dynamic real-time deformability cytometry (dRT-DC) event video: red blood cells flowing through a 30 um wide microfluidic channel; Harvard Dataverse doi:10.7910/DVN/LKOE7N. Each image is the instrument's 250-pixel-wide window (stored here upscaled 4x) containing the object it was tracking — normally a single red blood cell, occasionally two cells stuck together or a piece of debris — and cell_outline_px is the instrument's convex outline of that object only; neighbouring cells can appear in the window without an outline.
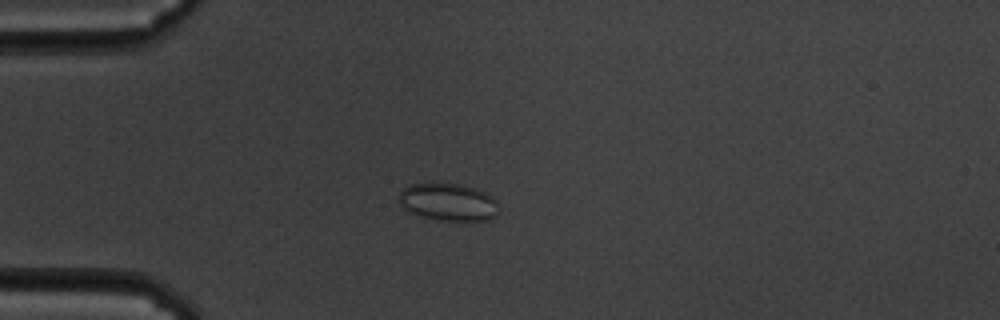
{"species": "common noctule bat (a hibernating species)", "species_latin": "Nyctalus noctula", "temperature_condition": "cold", "stored_images_in_passage": 54, "camera_frame_rate_fps": 3000, "um_per_image_px": 0.085, "animal": {"sex": "male", "body_mass_g": 19.5, "forearm_length_mm": 54.6}, "frame": {"image": 1, "passage_image": 10, "time_ms": 3.0, "image_size_px": [1000, 320], "cell_outline_px": [[496, 216], [488, 220], [440, 220], [408, 212], [400, 204], [400, 192], [408, 184], [460, 184], [476, 188], [492, 196], [496, 200]], "centroid_in_image_um": [38.1, 17.17], "position_along_channel_um": 46.9, "area_um2": 21.44}}
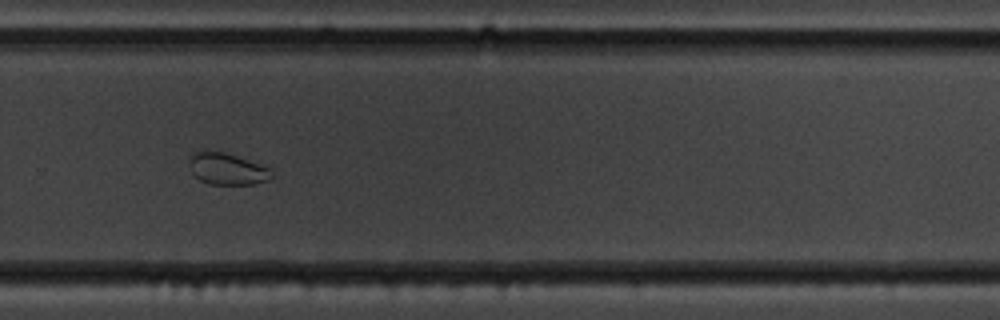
{"frame": {"image": 2, "passage_image": 35, "time_ms": 11.333, "image_size_px": [1000, 320], "cell_outline_px": [[272, 176], [268, 180], [256, 184], [208, 184], [200, 180], [192, 172], [188, 164], [188, 160], [192, 152], [204, 148], [208, 148], [224, 152], [260, 164], [268, 168], [272, 172]], "centroid_in_image_um": [19.23, 14.32], "position_along_channel_um": 310.6, "area_um2": 15.55}}
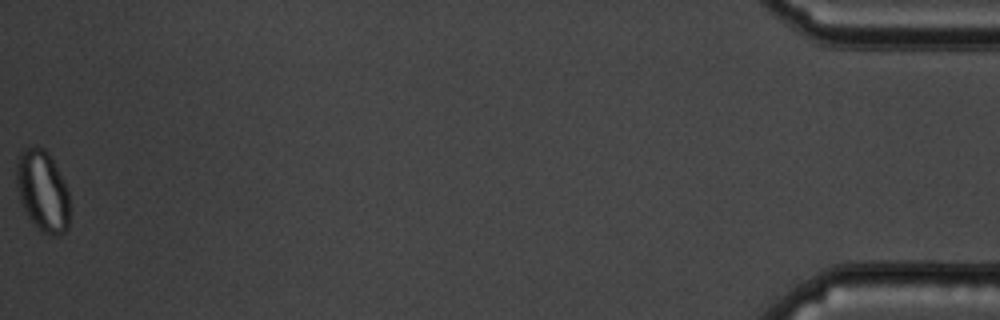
{"frame": {"image": 3, "passage_image": 54, "time_ms": 17.667, "image_size_px": [1000, 320], "cell_outline_px": [[68, 228], [64, 232], [56, 236], [52, 236], [44, 232], [28, 216], [20, 200], [16, 184], [16, 164], [20, 152], [24, 148], [36, 144], [44, 148], [48, 152], [64, 180], [68, 192]], "centroid_in_image_um": [3.6, 16.17], "position_along_channel_um": 431.6, "area_um2": 25.09}}